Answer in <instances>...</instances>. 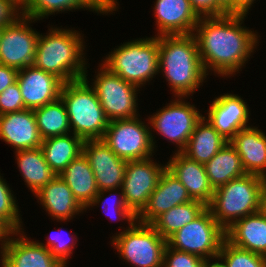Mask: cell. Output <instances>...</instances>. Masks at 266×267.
I'll use <instances>...</instances> for the list:
<instances>
[{"label":"cell","mask_w":266,"mask_h":267,"mask_svg":"<svg viewBox=\"0 0 266 267\" xmlns=\"http://www.w3.org/2000/svg\"><path fill=\"white\" fill-rule=\"evenodd\" d=\"M246 15L200 17L193 33L203 68L223 77L239 72L250 58L258 36L241 26Z\"/></svg>","instance_id":"6da1fadb"},{"label":"cell","mask_w":266,"mask_h":267,"mask_svg":"<svg viewBox=\"0 0 266 267\" xmlns=\"http://www.w3.org/2000/svg\"><path fill=\"white\" fill-rule=\"evenodd\" d=\"M158 49L159 73L164 72L174 96L193 94L207 77L194 35L158 36Z\"/></svg>","instance_id":"7a4b0ae2"},{"label":"cell","mask_w":266,"mask_h":267,"mask_svg":"<svg viewBox=\"0 0 266 267\" xmlns=\"http://www.w3.org/2000/svg\"><path fill=\"white\" fill-rule=\"evenodd\" d=\"M83 43L80 32L52 27L47 35L39 33L32 65L55 74L64 83L84 78L87 64Z\"/></svg>","instance_id":"3957f363"},{"label":"cell","mask_w":266,"mask_h":267,"mask_svg":"<svg viewBox=\"0 0 266 267\" xmlns=\"http://www.w3.org/2000/svg\"><path fill=\"white\" fill-rule=\"evenodd\" d=\"M266 179L246 174L214 190L207 205L213 218L226 230L235 221L263 209Z\"/></svg>","instance_id":"277c9868"},{"label":"cell","mask_w":266,"mask_h":267,"mask_svg":"<svg viewBox=\"0 0 266 267\" xmlns=\"http://www.w3.org/2000/svg\"><path fill=\"white\" fill-rule=\"evenodd\" d=\"M84 78L64 83L60 92L72 134L83 140L103 139L109 120L95 90Z\"/></svg>","instance_id":"5b68a950"},{"label":"cell","mask_w":266,"mask_h":267,"mask_svg":"<svg viewBox=\"0 0 266 267\" xmlns=\"http://www.w3.org/2000/svg\"><path fill=\"white\" fill-rule=\"evenodd\" d=\"M158 36L125 42L104 59L102 65L125 81L142 87L159 73Z\"/></svg>","instance_id":"8992f818"},{"label":"cell","mask_w":266,"mask_h":267,"mask_svg":"<svg viewBox=\"0 0 266 267\" xmlns=\"http://www.w3.org/2000/svg\"><path fill=\"white\" fill-rule=\"evenodd\" d=\"M112 244L120 258L135 267H163L167 240L151 224H129L126 230L112 236Z\"/></svg>","instance_id":"52a82bcc"},{"label":"cell","mask_w":266,"mask_h":267,"mask_svg":"<svg viewBox=\"0 0 266 267\" xmlns=\"http://www.w3.org/2000/svg\"><path fill=\"white\" fill-rule=\"evenodd\" d=\"M225 239V229L206 208L195 220L170 236L167 245L209 261L211 258L217 259Z\"/></svg>","instance_id":"ba28073f"},{"label":"cell","mask_w":266,"mask_h":267,"mask_svg":"<svg viewBox=\"0 0 266 267\" xmlns=\"http://www.w3.org/2000/svg\"><path fill=\"white\" fill-rule=\"evenodd\" d=\"M137 117L109 121L103 141L125 161L147 159L154 153V135Z\"/></svg>","instance_id":"9c48e42d"},{"label":"cell","mask_w":266,"mask_h":267,"mask_svg":"<svg viewBox=\"0 0 266 267\" xmlns=\"http://www.w3.org/2000/svg\"><path fill=\"white\" fill-rule=\"evenodd\" d=\"M91 85L109 121L137 117V86L111 73L101 64Z\"/></svg>","instance_id":"30bf717a"},{"label":"cell","mask_w":266,"mask_h":267,"mask_svg":"<svg viewBox=\"0 0 266 267\" xmlns=\"http://www.w3.org/2000/svg\"><path fill=\"white\" fill-rule=\"evenodd\" d=\"M167 106L149 118L150 127L167 140L178 145L181 152L193 133L197 122L203 117L194 105L183 101L185 97H176Z\"/></svg>","instance_id":"8fae6325"},{"label":"cell","mask_w":266,"mask_h":267,"mask_svg":"<svg viewBox=\"0 0 266 267\" xmlns=\"http://www.w3.org/2000/svg\"><path fill=\"white\" fill-rule=\"evenodd\" d=\"M34 21L22 15L14 23L3 27L0 37L1 65L20 70L33 64L39 39V32L29 27Z\"/></svg>","instance_id":"7c38bea8"},{"label":"cell","mask_w":266,"mask_h":267,"mask_svg":"<svg viewBox=\"0 0 266 267\" xmlns=\"http://www.w3.org/2000/svg\"><path fill=\"white\" fill-rule=\"evenodd\" d=\"M153 159L127 161L125 176L120 190L128 208L136 217L146 207L149 196L157 187L166 165L161 166Z\"/></svg>","instance_id":"4fadbf2b"},{"label":"cell","mask_w":266,"mask_h":267,"mask_svg":"<svg viewBox=\"0 0 266 267\" xmlns=\"http://www.w3.org/2000/svg\"><path fill=\"white\" fill-rule=\"evenodd\" d=\"M83 154L93 170L98 191L122 187L127 161L114 154L102 139L84 140Z\"/></svg>","instance_id":"5bb4252c"},{"label":"cell","mask_w":266,"mask_h":267,"mask_svg":"<svg viewBox=\"0 0 266 267\" xmlns=\"http://www.w3.org/2000/svg\"><path fill=\"white\" fill-rule=\"evenodd\" d=\"M25 109H36L60 97L64 82L55 74L45 72L33 65L18 70L16 79Z\"/></svg>","instance_id":"9a60e30c"},{"label":"cell","mask_w":266,"mask_h":267,"mask_svg":"<svg viewBox=\"0 0 266 267\" xmlns=\"http://www.w3.org/2000/svg\"><path fill=\"white\" fill-rule=\"evenodd\" d=\"M249 113L240 96L227 93L213 100L206 119L229 142L238 131L249 127Z\"/></svg>","instance_id":"2e32d148"},{"label":"cell","mask_w":266,"mask_h":267,"mask_svg":"<svg viewBox=\"0 0 266 267\" xmlns=\"http://www.w3.org/2000/svg\"><path fill=\"white\" fill-rule=\"evenodd\" d=\"M21 234V235H20ZM19 238L12 235L1 254V267H67L64 266L45 247L32 241L24 232H16Z\"/></svg>","instance_id":"e0dca14e"},{"label":"cell","mask_w":266,"mask_h":267,"mask_svg":"<svg viewBox=\"0 0 266 267\" xmlns=\"http://www.w3.org/2000/svg\"><path fill=\"white\" fill-rule=\"evenodd\" d=\"M192 200L184 185L166 168L137 221L151 224L162 213Z\"/></svg>","instance_id":"ac0fdd59"},{"label":"cell","mask_w":266,"mask_h":267,"mask_svg":"<svg viewBox=\"0 0 266 267\" xmlns=\"http://www.w3.org/2000/svg\"><path fill=\"white\" fill-rule=\"evenodd\" d=\"M158 35H189L199 21L190 0H156L154 5Z\"/></svg>","instance_id":"d6986e66"},{"label":"cell","mask_w":266,"mask_h":267,"mask_svg":"<svg viewBox=\"0 0 266 267\" xmlns=\"http://www.w3.org/2000/svg\"><path fill=\"white\" fill-rule=\"evenodd\" d=\"M0 139L10 144L16 151L40 147L42 138L34 110L23 109L0 115Z\"/></svg>","instance_id":"ffe728a7"},{"label":"cell","mask_w":266,"mask_h":267,"mask_svg":"<svg viewBox=\"0 0 266 267\" xmlns=\"http://www.w3.org/2000/svg\"><path fill=\"white\" fill-rule=\"evenodd\" d=\"M167 162L166 168L187 189L193 200L203 202L206 206L211 202L214 189L210 185L204 164L176 152Z\"/></svg>","instance_id":"44dd1931"},{"label":"cell","mask_w":266,"mask_h":267,"mask_svg":"<svg viewBox=\"0 0 266 267\" xmlns=\"http://www.w3.org/2000/svg\"><path fill=\"white\" fill-rule=\"evenodd\" d=\"M257 128L241 129L229 142L240 156L246 174L266 179V135Z\"/></svg>","instance_id":"7402d4cb"},{"label":"cell","mask_w":266,"mask_h":267,"mask_svg":"<svg viewBox=\"0 0 266 267\" xmlns=\"http://www.w3.org/2000/svg\"><path fill=\"white\" fill-rule=\"evenodd\" d=\"M232 245L266 257V211L248 215L235 221L225 230Z\"/></svg>","instance_id":"603a6c76"},{"label":"cell","mask_w":266,"mask_h":267,"mask_svg":"<svg viewBox=\"0 0 266 267\" xmlns=\"http://www.w3.org/2000/svg\"><path fill=\"white\" fill-rule=\"evenodd\" d=\"M34 195L55 220L66 222V220H71L75 214L86 210L59 175H56Z\"/></svg>","instance_id":"cb8c5ba5"},{"label":"cell","mask_w":266,"mask_h":267,"mask_svg":"<svg viewBox=\"0 0 266 267\" xmlns=\"http://www.w3.org/2000/svg\"><path fill=\"white\" fill-rule=\"evenodd\" d=\"M117 5V0H22V13L34 20H40L55 12L82 8L98 14H108L116 11Z\"/></svg>","instance_id":"d4e9b609"},{"label":"cell","mask_w":266,"mask_h":267,"mask_svg":"<svg viewBox=\"0 0 266 267\" xmlns=\"http://www.w3.org/2000/svg\"><path fill=\"white\" fill-rule=\"evenodd\" d=\"M228 141L203 116L196 124L187 145L181 151L198 163H207Z\"/></svg>","instance_id":"484cf974"},{"label":"cell","mask_w":266,"mask_h":267,"mask_svg":"<svg viewBox=\"0 0 266 267\" xmlns=\"http://www.w3.org/2000/svg\"><path fill=\"white\" fill-rule=\"evenodd\" d=\"M71 189L77 201L86 208L98 194V187L88 159L82 153L59 175Z\"/></svg>","instance_id":"4316f807"},{"label":"cell","mask_w":266,"mask_h":267,"mask_svg":"<svg viewBox=\"0 0 266 267\" xmlns=\"http://www.w3.org/2000/svg\"><path fill=\"white\" fill-rule=\"evenodd\" d=\"M84 140L76 135H60L42 140L41 150L45 161L56 175L83 153Z\"/></svg>","instance_id":"83f0119b"},{"label":"cell","mask_w":266,"mask_h":267,"mask_svg":"<svg viewBox=\"0 0 266 267\" xmlns=\"http://www.w3.org/2000/svg\"><path fill=\"white\" fill-rule=\"evenodd\" d=\"M204 167L214 190L233 179L246 175L241 158L230 142L205 163Z\"/></svg>","instance_id":"f1b7e54d"},{"label":"cell","mask_w":266,"mask_h":267,"mask_svg":"<svg viewBox=\"0 0 266 267\" xmlns=\"http://www.w3.org/2000/svg\"><path fill=\"white\" fill-rule=\"evenodd\" d=\"M15 153L19 171L33 194H36L56 176L45 161L40 147L18 150Z\"/></svg>","instance_id":"f546056e"},{"label":"cell","mask_w":266,"mask_h":267,"mask_svg":"<svg viewBox=\"0 0 266 267\" xmlns=\"http://www.w3.org/2000/svg\"><path fill=\"white\" fill-rule=\"evenodd\" d=\"M206 208L207 206L203 202L192 200L162 213L151 225L167 240L176 231L195 220Z\"/></svg>","instance_id":"4dcf8cb0"},{"label":"cell","mask_w":266,"mask_h":267,"mask_svg":"<svg viewBox=\"0 0 266 267\" xmlns=\"http://www.w3.org/2000/svg\"><path fill=\"white\" fill-rule=\"evenodd\" d=\"M34 115L42 140L72 132L67 109L61 97L34 109Z\"/></svg>","instance_id":"1f68e13d"},{"label":"cell","mask_w":266,"mask_h":267,"mask_svg":"<svg viewBox=\"0 0 266 267\" xmlns=\"http://www.w3.org/2000/svg\"><path fill=\"white\" fill-rule=\"evenodd\" d=\"M217 260H221L224 267H266L265 256L238 248L226 239L221 245Z\"/></svg>","instance_id":"d6a6232c"},{"label":"cell","mask_w":266,"mask_h":267,"mask_svg":"<svg viewBox=\"0 0 266 267\" xmlns=\"http://www.w3.org/2000/svg\"><path fill=\"white\" fill-rule=\"evenodd\" d=\"M12 190L0 175V219L14 232H22L19 209Z\"/></svg>","instance_id":"836d02e7"},{"label":"cell","mask_w":266,"mask_h":267,"mask_svg":"<svg viewBox=\"0 0 266 267\" xmlns=\"http://www.w3.org/2000/svg\"><path fill=\"white\" fill-rule=\"evenodd\" d=\"M114 191V189H106V190H101V191H98V194L94 197V199L89 203V205L85 208V209H87V208H90L91 206L93 207V206H95V205H97V204H101V202H102V206H103V209H104V211L106 212L107 211V209L109 208V207H111V209L109 208L108 210L110 211L111 210V215L109 216L110 218H113V219H111V220H114L115 218H117V216H118V219H120V220H126V221H128L129 223H128V225L129 224H133L135 221H137V217H136V215L128 208V206L126 205V203H125V200H124V197H123V192H118V194L119 195H121V197L120 198H118V199H116V200H114L115 202L114 203H112V205H110V203H109V205L110 206H108L107 205V207H105V205L107 204V203H105V202H109L110 201V198H106V199H103L105 196H104V194L106 193V192H113ZM112 196H110L111 197V199L113 198V197H115V194H111ZM116 198V197H115ZM115 198H113V199H115ZM107 199H109V200H107ZM113 202V201H112ZM114 204V205H113ZM112 206H113V208H112ZM114 209V210H113ZM109 211H107L108 213H107V216H108V214H109ZM106 214V213H105ZM117 215V216H116ZM113 216H115V218L113 217ZM115 221V220H114Z\"/></svg>","instance_id":"e575fe53"},{"label":"cell","mask_w":266,"mask_h":267,"mask_svg":"<svg viewBox=\"0 0 266 267\" xmlns=\"http://www.w3.org/2000/svg\"><path fill=\"white\" fill-rule=\"evenodd\" d=\"M52 233L47 240V245H44V243L41 242L38 243L42 246H45L56 259L66 266L70 255L73 254L72 252L76 244L74 240L76 241V238L72 235L66 234V238L68 239H63V234L60 233V230L58 233H54L55 235Z\"/></svg>","instance_id":"d590c367"},{"label":"cell","mask_w":266,"mask_h":267,"mask_svg":"<svg viewBox=\"0 0 266 267\" xmlns=\"http://www.w3.org/2000/svg\"><path fill=\"white\" fill-rule=\"evenodd\" d=\"M207 260L166 245L163 254V267H204Z\"/></svg>","instance_id":"8d00e7d4"},{"label":"cell","mask_w":266,"mask_h":267,"mask_svg":"<svg viewBox=\"0 0 266 267\" xmlns=\"http://www.w3.org/2000/svg\"><path fill=\"white\" fill-rule=\"evenodd\" d=\"M25 109L20 87L17 83L8 86L0 94V115Z\"/></svg>","instance_id":"74e56055"},{"label":"cell","mask_w":266,"mask_h":267,"mask_svg":"<svg viewBox=\"0 0 266 267\" xmlns=\"http://www.w3.org/2000/svg\"><path fill=\"white\" fill-rule=\"evenodd\" d=\"M22 0H0V27L14 23L23 15Z\"/></svg>","instance_id":"f35d334b"},{"label":"cell","mask_w":266,"mask_h":267,"mask_svg":"<svg viewBox=\"0 0 266 267\" xmlns=\"http://www.w3.org/2000/svg\"><path fill=\"white\" fill-rule=\"evenodd\" d=\"M190 4L199 17L215 16V0H190Z\"/></svg>","instance_id":"ab89813d"},{"label":"cell","mask_w":266,"mask_h":267,"mask_svg":"<svg viewBox=\"0 0 266 267\" xmlns=\"http://www.w3.org/2000/svg\"><path fill=\"white\" fill-rule=\"evenodd\" d=\"M17 73V69L0 64V94L16 82Z\"/></svg>","instance_id":"60d3db41"},{"label":"cell","mask_w":266,"mask_h":267,"mask_svg":"<svg viewBox=\"0 0 266 267\" xmlns=\"http://www.w3.org/2000/svg\"><path fill=\"white\" fill-rule=\"evenodd\" d=\"M255 0H232V14L247 15Z\"/></svg>","instance_id":"b9f144b4"},{"label":"cell","mask_w":266,"mask_h":267,"mask_svg":"<svg viewBox=\"0 0 266 267\" xmlns=\"http://www.w3.org/2000/svg\"><path fill=\"white\" fill-rule=\"evenodd\" d=\"M232 14V0H215V16Z\"/></svg>","instance_id":"7bdbcfd3"},{"label":"cell","mask_w":266,"mask_h":267,"mask_svg":"<svg viewBox=\"0 0 266 267\" xmlns=\"http://www.w3.org/2000/svg\"><path fill=\"white\" fill-rule=\"evenodd\" d=\"M10 235H16L1 219H0V241H1V249L0 253H2L5 246L8 244V241L10 239Z\"/></svg>","instance_id":"ee69618b"},{"label":"cell","mask_w":266,"mask_h":267,"mask_svg":"<svg viewBox=\"0 0 266 267\" xmlns=\"http://www.w3.org/2000/svg\"><path fill=\"white\" fill-rule=\"evenodd\" d=\"M204 267H224L222 264H221V262H219V260L218 261H216V262H210V261H206V263H205V266Z\"/></svg>","instance_id":"f6af8a7d"},{"label":"cell","mask_w":266,"mask_h":267,"mask_svg":"<svg viewBox=\"0 0 266 267\" xmlns=\"http://www.w3.org/2000/svg\"><path fill=\"white\" fill-rule=\"evenodd\" d=\"M263 209L266 211V184L264 189V203H263Z\"/></svg>","instance_id":"bcb514c9"},{"label":"cell","mask_w":266,"mask_h":267,"mask_svg":"<svg viewBox=\"0 0 266 267\" xmlns=\"http://www.w3.org/2000/svg\"><path fill=\"white\" fill-rule=\"evenodd\" d=\"M2 29H3V27H0V37H1Z\"/></svg>","instance_id":"7dc6e473"}]
</instances>
